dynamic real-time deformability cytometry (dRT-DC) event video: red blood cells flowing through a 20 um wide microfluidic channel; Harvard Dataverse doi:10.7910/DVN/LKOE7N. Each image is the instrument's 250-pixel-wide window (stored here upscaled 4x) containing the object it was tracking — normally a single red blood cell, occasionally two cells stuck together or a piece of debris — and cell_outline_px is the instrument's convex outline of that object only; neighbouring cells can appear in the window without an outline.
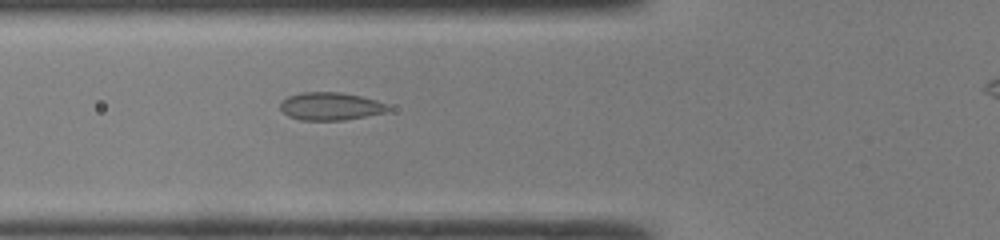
{"species": "common noctule bat (a hibernating species)", "species_latin": "Nyctalus noctula", "temperature_condition": "room temperature", "stored_images_in_passage": 28, "camera_frame_rate_fps": 3000, "um_per_image_px": 0.085, "animal": {"sex": "male", "body_mass_g": 19.0, "forearm_length_mm": 50.8}, "frame": {"image": 1, "passage_image": 3, "time_ms": 0.667, "image_size_px": [1000, 240], "cell_outline_px": [[388, 108], [384, 112], [344, 120], [300, 120], [288, 116], [280, 108], [280, 100], [288, 96], [300, 92], [340, 92], [360, 96], [376, 100], [384, 104]], "centroid_in_image_um": [28.0, 9.02], "position_along_channel_um": 97.8, "area_um2": 17.28}}
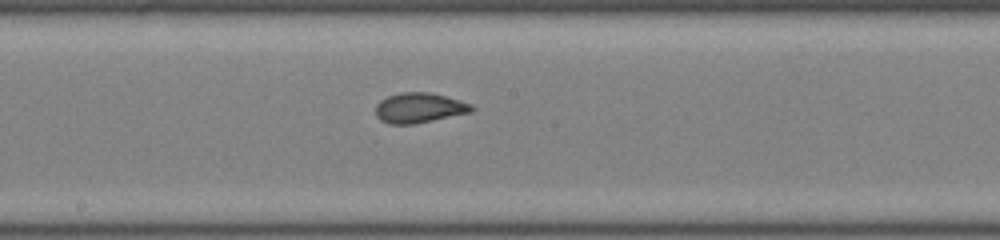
{"frame": {"image": 2, "passage_image": 11, "time_ms": 3.333, "image_size_px": [1000, 240], "cell_outline_px": [[476, 108], [472, 112], [416, 124], [388, 124], [380, 120], [376, 116], [376, 104], [380, 100], [388, 96], [400, 92], [432, 92], [472, 104]], "centroid_in_image_um": [35.64, 9.17], "position_along_channel_um": 212.6, "area_um2": 17.05}}
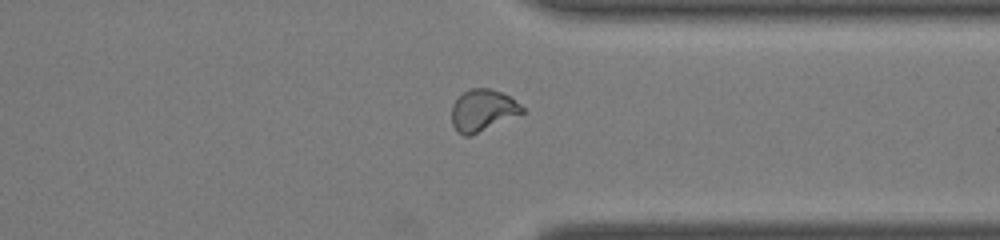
{"frame": {"image": 3, "passage_image": 22, "time_ms": 7.0, "image_size_px": [1000, 240], "cell_outline_px": [[524, 112], [468, 136], [464, 136], [456, 132], [452, 124], [452, 104], [464, 92], [472, 88], [488, 88], [500, 92], [508, 96], [520, 104], [524, 108]], "centroid_in_image_um": [40.99, 9.37], "position_along_channel_um": 370.4, "area_um2": 16.7}}